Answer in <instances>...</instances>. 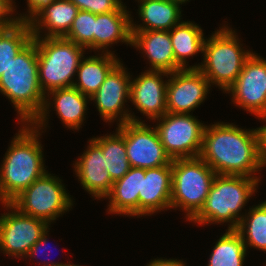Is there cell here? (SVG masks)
Segmentation results:
<instances>
[{
    "mask_svg": "<svg viewBox=\"0 0 266 266\" xmlns=\"http://www.w3.org/2000/svg\"><path fill=\"white\" fill-rule=\"evenodd\" d=\"M200 157L218 175L260 178L256 172L266 166L259 154L256 129L245 130L233 123L205 126Z\"/></svg>",
    "mask_w": 266,
    "mask_h": 266,
    "instance_id": "obj_1",
    "label": "cell"
},
{
    "mask_svg": "<svg viewBox=\"0 0 266 266\" xmlns=\"http://www.w3.org/2000/svg\"><path fill=\"white\" fill-rule=\"evenodd\" d=\"M8 147L0 167V203H11L47 170L39 136L31 123H24Z\"/></svg>",
    "mask_w": 266,
    "mask_h": 266,
    "instance_id": "obj_2",
    "label": "cell"
},
{
    "mask_svg": "<svg viewBox=\"0 0 266 266\" xmlns=\"http://www.w3.org/2000/svg\"><path fill=\"white\" fill-rule=\"evenodd\" d=\"M0 93L8 97L19 114V122L32 123L41 113L46 95L38 76V53L32 39L0 77Z\"/></svg>",
    "mask_w": 266,
    "mask_h": 266,
    "instance_id": "obj_3",
    "label": "cell"
},
{
    "mask_svg": "<svg viewBox=\"0 0 266 266\" xmlns=\"http://www.w3.org/2000/svg\"><path fill=\"white\" fill-rule=\"evenodd\" d=\"M259 181L243 175L216 174L203 207L190 221L201 226L229 222L228 229H236L244 216L240 211L256 192Z\"/></svg>",
    "mask_w": 266,
    "mask_h": 266,
    "instance_id": "obj_4",
    "label": "cell"
},
{
    "mask_svg": "<svg viewBox=\"0 0 266 266\" xmlns=\"http://www.w3.org/2000/svg\"><path fill=\"white\" fill-rule=\"evenodd\" d=\"M235 33L227 25L217 29L205 39L201 65L188 67L198 69L209 80L210 86L215 84L225 93L238 78L246 59L253 53L243 49Z\"/></svg>",
    "mask_w": 266,
    "mask_h": 266,
    "instance_id": "obj_5",
    "label": "cell"
},
{
    "mask_svg": "<svg viewBox=\"0 0 266 266\" xmlns=\"http://www.w3.org/2000/svg\"><path fill=\"white\" fill-rule=\"evenodd\" d=\"M33 40L37 47L39 84L43 93L72 87L86 48L64 37L39 36Z\"/></svg>",
    "mask_w": 266,
    "mask_h": 266,
    "instance_id": "obj_6",
    "label": "cell"
},
{
    "mask_svg": "<svg viewBox=\"0 0 266 266\" xmlns=\"http://www.w3.org/2000/svg\"><path fill=\"white\" fill-rule=\"evenodd\" d=\"M216 173L199 157L172 160L171 208L190 221L203 207Z\"/></svg>",
    "mask_w": 266,
    "mask_h": 266,
    "instance_id": "obj_7",
    "label": "cell"
},
{
    "mask_svg": "<svg viewBox=\"0 0 266 266\" xmlns=\"http://www.w3.org/2000/svg\"><path fill=\"white\" fill-rule=\"evenodd\" d=\"M61 181L59 177L46 172L11 204L21 213L44 220L50 225L73 206V200Z\"/></svg>",
    "mask_w": 266,
    "mask_h": 266,
    "instance_id": "obj_8",
    "label": "cell"
},
{
    "mask_svg": "<svg viewBox=\"0 0 266 266\" xmlns=\"http://www.w3.org/2000/svg\"><path fill=\"white\" fill-rule=\"evenodd\" d=\"M155 128L171 159L199 157L205 126L192 114L166 113Z\"/></svg>",
    "mask_w": 266,
    "mask_h": 266,
    "instance_id": "obj_9",
    "label": "cell"
},
{
    "mask_svg": "<svg viewBox=\"0 0 266 266\" xmlns=\"http://www.w3.org/2000/svg\"><path fill=\"white\" fill-rule=\"evenodd\" d=\"M2 205L10 212L0 216V250L7 256L25 258L50 226L44 220L21 213L11 203Z\"/></svg>",
    "mask_w": 266,
    "mask_h": 266,
    "instance_id": "obj_10",
    "label": "cell"
},
{
    "mask_svg": "<svg viewBox=\"0 0 266 266\" xmlns=\"http://www.w3.org/2000/svg\"><path fill=\"white\" fill-rule=\"evenodd\" d=\"M125 139L126 154L130 167L143 169L172 165L171 157L166 153L159 134L154 127L143 122L129 121L117 125Z\"/></svg>",
    "mask_w": 266,
    "mask_h": 266,
    "instance_id": "obj_11",
    "label": "cell"
},
{
    "mask_svg": "<svg viewBox=\"0 0 266 266\" xmlns=\"http://www.w3.org/2000/svg\"><path fill=\"white\" fill-rule=\"evenodd\" d=\"M226 92L232 94L233 104L266 122V60L252 53Z\"/></svg>",
    "mask_w": 266,
    "mask_h": 266,
    "instance_id": "obj_12",
    "label": "cell"
},
{
    "mask_svg": "<svg viewBox=\"0 0 266 266\" xmlns=\"http://www.w3.org/2000/svg\"><path fill=\"white\" fill-rule=\"evenodd\" d=\"M126 69L120 61L106 76L97 92L90 97V101H94L100 117L106 123H113L116 119L118 125L129 121L144 122L124 107L125 102L130 100L131 83L130 73Z\"/></svg>",
    "mask_w": 266,
    "mask_h": 266,
    "instance_id": "obj_13",
    "label": "cell"
},
{
    "mask_svg": "<svg viewBox=\"0 0 266 266\" xmlns=\"http://www.w3.org/2000/svg\"><path fill=\"white\" fill-rule=\"evenodd\" d=\"M166 90L167 113L190 114L209 92V80L198 69H181L169 73Z\"/></svg>",
    "mask_w": 266,
    "mask_h": 266,
    "instance_id": "obj_14",
    "label": "cell"
},
{
    "mask_svg": "<svg viewBox=\"0 0 266 266\" xmlns=\"http://www.w3.org/2000/svg\"><path fill=\"white\" fill-rule=\"evenodd\" d=\"M168 75L165 71L146 70L136 79L131 78L130 101L138 111L154 122L167 113V81L163 77L169 78Z\"/></svg>",
    "mask_w": 266,
    "mask_h": 266,
    "instance_id": "obj_15",
    "label": "cell"
},
{
    "mask_svg": "<svg viewBox=\"0 0 266 266\" xmlns=\"http://www.w3.org/2000/svg\"><path fill=\"white\" fill-rule=\"evenodd\" d=\"M41 113L31 123L39 131L46 128L48 124L49 109L54 105L58 117L69 129L78 130L85 120L87 103L90 97L82 94L74 86L54 89L48 92ZM52 95L53 98H50ZM48 98V99H47ZM53 99L51 102L50 100ZM89 98V99H88ZM50 107V108H49ZM48 111V112H47ZM47 123V124H46ZM44 126V128H43Z\"/></svg>",
    "mask_w": 266,
    "mask_h": 266,
    "instance_id": "obj_16",
    "label": "cell"
},
{
    "mask_svg": "<svg viewBox=\"0 0 266 266\" xmlns=\"http://www.w3.org/2000/svg\"><path fill=\"white\" fill-rule=\"evenodd\" d=\"M88 143L86 151L76 160L74 171L84 190L96 199H105L114 182L104 168L102 148L93 139Z\"/></svg>",
    "mask_w": 266,
    "mask_h": 266,
    "instance_id": "obj_17",
    "label": "cell"
},
{
    "mask_svg": "<svg viewBox=\"0 0 266 266\" xmlns=\"http://www.w3.org/2000/svg\"><path fill=\"white\" fill-rule=\"evenodd\" d=\"M171 194L172 165L145 169L139 191V216L171 209Z\"/></svg>",
    "mask_w": 266,
    "mask_h": 266,
    "instance_id": "obj_18",
    "label": "cell"
},
{
    "mask_svg": "<svg viewBox=\"0 0 266 266\" xmlns=\"http://www.w3.org/2000/svg\"><path fill=\"white\" fill-rule=\"evenodd\" d=\"M131 46L141 50L148 57L149 70L175 71V57L169 31H131Z\"/></svg>",
    "mask_w": 266,
    "mask_h": 266,
    "instance_id": "obj_19",
    "label": "cell"
},
{
    "mask_svg": "<svg viewBox=\"0 0 266 266\" xmlns=\"http://www.w3.org/2000/svg\"><path fill=\"white\" fill-rule=\"evenodd\" d=\"M79 9L70 0H55L39 11L29 25L33 37L41 36L42 30H47L43 37H64L70 30Z\"/></svg>",
    "mask_w": 266,
    "mask_h": 266,
    "instance_id": "obj_20",
    "label": "cell"
},
{
    "mask_svg": "<svg viewBox=\"0 0 266 266\" xmlns=\"http://www.w3.org/2000/svg\"><path fill=\"white\" fill-rule=\"evenodd\" d=\"M122 5L118 10L104 14H95V50L108 51L109 45L123 42L131 45V14ZM107 49V50H106Z\"/></svg>",
    "mask_w": 266,
    "mask_h": 266,
    "instance_id": "obj_21",
    "label": "cell"
},
{
    "mask_svg": "<svg viewBox=\"0 0 266 266\" xmlns=\"http://www.w3.org/2000/svg\"><path fill=\"white\" fill-rule=\"evenodd\" d=\"M145 169L131 167L129 171L112 185L108 198V213L127 216H139V191Z\"/></svg>",
    "mask_w": 266,
    "mask_h": 266,
    "instance_id": "obj_22",
    "label": "cell"
},
{
    "mask_svg": "<svg viewBox=\"0 0 266 266\" xmlns=\"http://www.w3.org/2000/svg\"><path fill=\"white\" fill-rule=\"evenodd\" d=\"M138 3V15L143 26L135 24L131 17V31H169L182 22L179 3L172 0H138Z\"/></svg>",
    "mask_w": 266,
    "mask_h": 266,
    "instance_id": "obj_23",
    "label": "cell"
},
{
    "mask_svg": "<svg viewBox=\"0 0 266 266\" xmlns=\"http://www.w3.org/2000/svg\"><path fill=\"white\" fill-rule=\"evenodd\" d=\"M114 55V53H102L83 57L76 72L78 81H74L73 86L82 94L93 96L109 72L120 62Z\"/></svg>",
    "mask_w": 266,
    "mask_h": 266,
    "instance_id": "obj_24",
    "label": "cell"
},
{
    "mask_svg": "<svg viewBox=\"0 0 266 266\" xmlns=\"http://www.w3.org/2000/svg\"><path fill=\"white\" fill-rule=\"evenodd\" d=\"M169 35L175 57V71L187 69L186 58L193 57L198 52L203 53V30L194 22L182 21L169 30Z\"/></svg>",
    "mask_w": 266,
    "mask_h": 266,
    "instance_id": "obj_25",
    "label": "cell"
},
{
    "mask_svg": "<svg viewBox=\"0 0 266 266\" xmlns=\"http://www.w3.org/2000/svg\"><path fill=\"white\" fill-rule=\"evenodd\" d=\"M104 155V168L113 182L121 179L131 168L126 154L124 136L117 130L113 134L92 138Z\"/></svg>",
    "mask_w": 266,
    "mask_h": 266,
    "instance_id": "obj_26",
    "label": "cell"
},
{
    "mask_svg": "<svg viewBox=\"0 0 266 266\" xmlns=\"http://www.w3.org/2000/svg\"><path fill=\"white\" fill-rule=\"evenodd\" d=\"M247 250L240 234L227 229L216 242L207 266H243Z\"/></svg>",
    "mask_w": 266,
    "mask_h": 266,
    "instance_id": "obj_27",
    "label": "cell"
},
{
    "mask_svg": "<svg viewBox=\"0 0 266 266\" xmlns=\"http://www.w3.org/2000/svg\"><path fill=\"white\" fill-rule=\"evenodd\" d=\"M248 211L235 230L242 237L246 249L253 247L266 252V201L252 206Z\"/></svg>",
    "mask_w": 266,
    "mask_h": 266,
    "instance_id": "obj_28",
    "label": "cell"
},
{
    "mask_svg": "<svg viewBox=\"0 0 266 266\" xmlns=\"http://www.w3.org/2000/svg\"><path fill=\"white\" fill-rule=\"evenodd\" d=\"M33 39L29 22L17 21L14 25L0 29V77L12 58Z\"/></svg>",
    "mask_w": 266,
    "mask_h": 266,
    "instance_id": "obj_29",
    "label": "cell"
},
{
    "mask_svg": "<svg viewBox=\"0 0 266 266\" xmlns=\"http://www.w3.org/2000/svg\"><path fill=\"white\" fill-rule=\"evenodd\" d=\"M64 38L95 51V14L79 10Z\"/></svg>",
    "mask_w": 266,
    "mask_h": 266,
    "instance_id": "obj_30",
    "label": "cell"
},
{
    "mask_svg": "<svg viewBox=\"0 0 266 266\" xmlns=\"http://www.w3.org/2000/svg\"><path fill=\"white\" fill-rule=\"evenodd\" d=\"M79 10L89 11L93 14H104L118 10L122 0H70Z\"/></svg>",
    "mask_w": 266,
    "mask_h": 266,
    "instance_id": "obj_31",
    "label": "cell"
},
{
    "mask_svg": "<svg viewBox=\"0 0 266 266\" xmlns=\"http://www.w3.org/2000/svg\"><path fill=\"white\" fill-rule=\"evenodd\" d=\"M13 2L15 3L13 0H0V29L10 27L17 22L16 17L12 16L16 10Z\"/></svg>",
    "mask_w": 266,
    "mask_h": 266,
    "instance_id": "obj_32",
    "label": "cell"
},
{
    "mask_svg": "<svg viewBox=\"0 0 266 266\" xmlns=\"http://www.w3.org/2000/svg\"><path fill=\"white\" fill-rule=\"evenodd\" d=\"M55 0H27V7L29 14H18L20 16H15L17 21L29 22L39 11H41L45 6L49 5ZM27 15V16H26Z\"/></svg>",
    "mask_w": 266,
    "mask_h": 266,
    "instance_id": "obj_33",
    "label": "cell"
},
{
    "mask_svg": "<svg viewBox=\"0 0 266 266\" xmlns=\"http://www.w3.org/2000/svg\"><path fill=\"white\" fill-rule=\"evenodd\" d=\"M49 229L50 228H48V229H46V231L42 234V236H41V238L30 248V250H29V252H28V254L26 255V257L25 258H28L29 257V259L30 258H34V256L36 255L37 256V254L41 251V249H42V247H43V251L44 250H47L46 249V245H47V243H48V241L49 240H47L48 238H47V234H48V232H49ZM43 253V252H42ZM47 253V252H46ZM43 255V254H42ZM31 256V257H30ZM40 256V255H39ZM46 256H48V254H46ZM47 260V259H46ZM46 260H44L45 262H46Z\"/></svg>",
    "mask_w": 266,
    "mask_h": 266,
    "instance_id": "obj_34",
    "label": "cell"
},
{
    "mask_svg": "<svg viewBox=\"0 0 266 266\" xmlns=\"http://www.w3.org/2000/svg\"><path fill=\"white\" fill-rule=\"evenodd\" d=\"M258 149L262 161L266 164V125L256 128Z\"/></svg>",
    "mask_w": 266,
    "mask_h": 266,
    "instance_id": "obj_35",
    "label": "cell"
},
{
    "mask_svg": "<svg viewBox=\"0 0 266 266\" xmlns=\"http://www.w3.org/2000/svg\"><path fill=\"white\" fill-rule=\"evenodd\" d=\"M147 266H186L182 260L177 259H154L147 263Z\"/></svg>",
    "mask_w": 266,
    "mask_h": 266,
    "instance_id": "obj_36",
    "label": "cell"
},
{
    "mask_svg": "<svg viewBox=\"0 0 266 266\" xmlns=\"http://www.w3.org/2000/svg\"><path fill=\"white\" fill-rule=\"evenodd\" d=\"M43 264H44L43 266H79V265L71 264L70 261L68 263H64V264L63 263H59V262L56 263L54 261L52 263L51 262L50 263L49 262H47V263L44 262Z\"/></svg>",
    "mask_w": 266,
    "mask_h": 266,
    "instance_id": "obj_37",
    "label": "cell"
},
{
    "mask_svg": "<svg viewBox=\"0 0 266 266\" xmlns=\"http://www.w3.org/2000/svg\"><path fill=\"white\" fill-rule=\"evenodd\" d=\"M172 1L182 5V4H184L185 2H187L189 0H172Z\"/></svg>",
    "mask_w": 266,
    "mask_h": 266,
    "instance_id": "obj_38",
    "label": "cell"
}]
</instances>
